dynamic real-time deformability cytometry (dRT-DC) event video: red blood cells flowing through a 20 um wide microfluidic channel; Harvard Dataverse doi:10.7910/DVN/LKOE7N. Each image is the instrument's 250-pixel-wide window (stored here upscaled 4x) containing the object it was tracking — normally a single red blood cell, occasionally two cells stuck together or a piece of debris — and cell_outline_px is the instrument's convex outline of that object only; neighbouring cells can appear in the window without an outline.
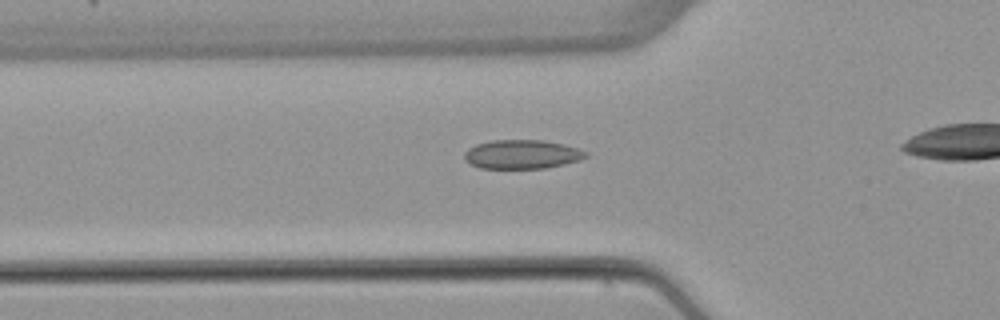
{"species": "common noctule bat (a hibernating species)", "species_latin": "Nyctalus noctula", "temperature_condition": "warm", "stored_images_in_passage": 34, "camera_frame_rate_fps": 3000, "um_per_image_px": 0.085, "animal": {"sex": "female", "body_mass_g": 22.7, "forearm_length_mm": 54.2}, "frame": {"image": 1, "passage_image": 9, "time_ms": 2.667, "image_size_px": [1000, 320], "cell_outline_px": [[588, 156], [580, 160], [564, 164], [544, 168], [480, 168], [464, 160], [464, 152], [468, 148], [476, 144], [492, 140], [544, 140], [564, 144], [588, 152]], "centroid_in_image_um": [44.36, 13.11], "position_along_channel_um": 81.4, "area_um2": 20.52}}
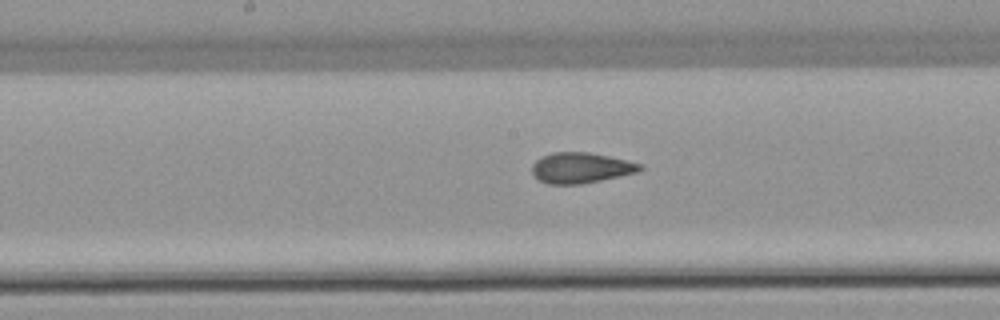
{"frame": {"image": 2, "passage_image": 18, "time_ms": 5.667, "image_size_px": [1000, 320], "cell_outline_px": [[644, 168], [636, 172], [600, 180], [580, 184], [548, 184], [532, 176], [532, 164], [540, 156], [552, 152], [588, 152], [608, 156], [640, 164]], "centroid_in_image_um": [49.29, 14.26], "position_along_channel_um": 198.9, "area_um2": 19.07}}
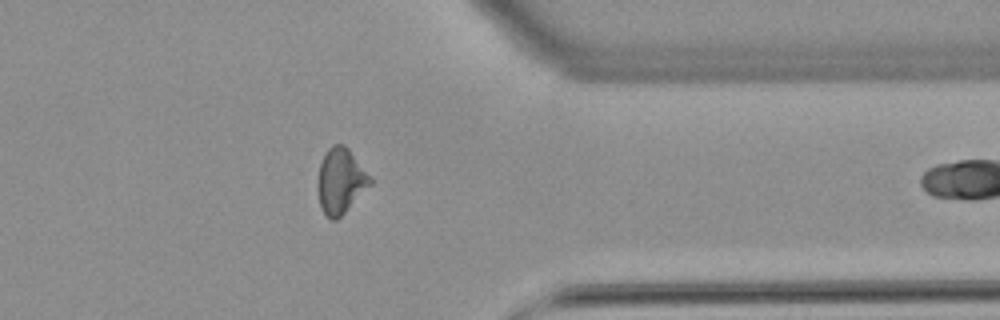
{"frame": {"image": 3, "passage_image": 33, "time_ms": 10.667, "image_size_px": [1000, 320], "cell_outline_px": [[372, 184], [336, 220], [332, 220], [324, 212], [320, 204], [316, 188], [316, 184], [320, 164], [328, 148], [332, 144], [344, 144], [348, 148], [372, 176]], "centroid_in_image_um": [28.96, 15.35], "position_along_channel_um": 382.4, "area_um2": 20.0}}